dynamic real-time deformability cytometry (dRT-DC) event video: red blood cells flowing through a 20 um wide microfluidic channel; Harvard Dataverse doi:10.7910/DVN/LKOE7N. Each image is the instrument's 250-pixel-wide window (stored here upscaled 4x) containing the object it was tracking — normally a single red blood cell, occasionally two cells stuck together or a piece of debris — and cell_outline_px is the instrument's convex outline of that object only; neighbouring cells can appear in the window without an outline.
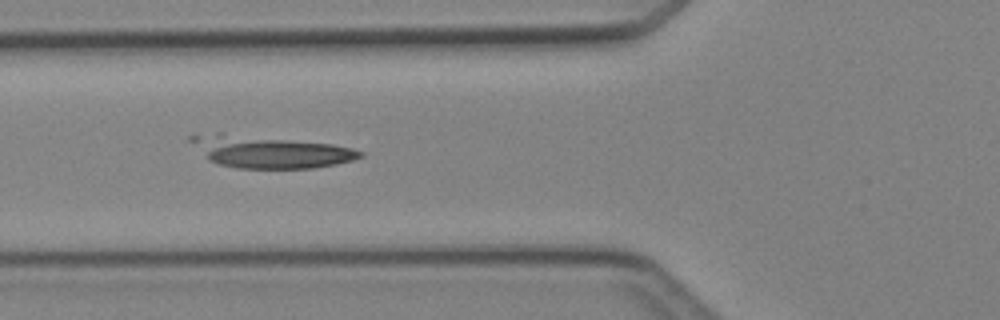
{"species": "Egyptian fruit bat (a non-hibernating species)", "species_latin": "Rousettus aegyptiacus", "temperature_condition": "cold", "stored_images_in_passage": 4, "camera_frame_rate_fps": 3000, "um_per_image_px": 0.085, "animal": {"sex": "female"}, "frame": {"image": 1, "passage_image": 3, "time_ms": 2.333, "image_size_px": [1000, 320], "cell_outline_px": [[364, 156], [352, 160], [336, 164], [312, 168], [236, 168], [220, 164], [208, 160], [188, 140], [188, 136], [196, 132], [220, 132], [332, 144], [352, 148], [364, 152]], "centroid_in_image_um": [22.85, 12.87], "position_along_channel_um": 102.9, "area_um2": 31.96}}
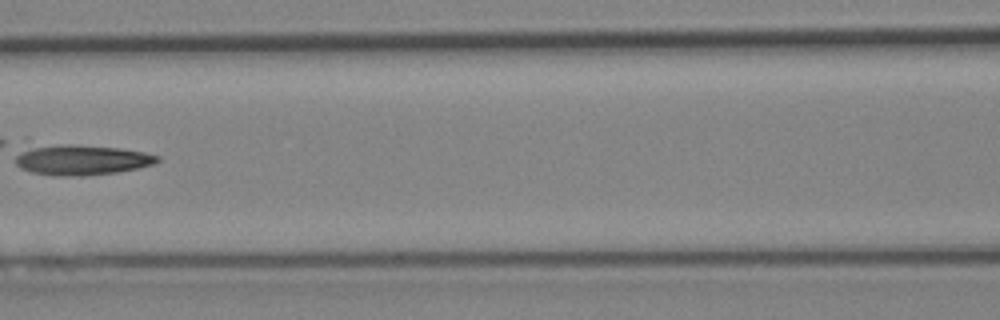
{"frame": {"image": 2, "passage_image": 4, "time_ms": 3.667, "image_size_px": [1000, 320], "cell_outline_px": [[160, 160], [156, 164], [140, 168], [116, 172], [80, 176], [60, 176], [32, 172], [20, 168], [16, 164], [16, 156], [24, 152], [36, 148], [68, 144], [72, 144], [120, 148], [144, 152], [160, 156]], "centroid_in_image_um": [7.06, 13.61], "position_along_channel_um": 159.5, "area_um2": 24.51}}